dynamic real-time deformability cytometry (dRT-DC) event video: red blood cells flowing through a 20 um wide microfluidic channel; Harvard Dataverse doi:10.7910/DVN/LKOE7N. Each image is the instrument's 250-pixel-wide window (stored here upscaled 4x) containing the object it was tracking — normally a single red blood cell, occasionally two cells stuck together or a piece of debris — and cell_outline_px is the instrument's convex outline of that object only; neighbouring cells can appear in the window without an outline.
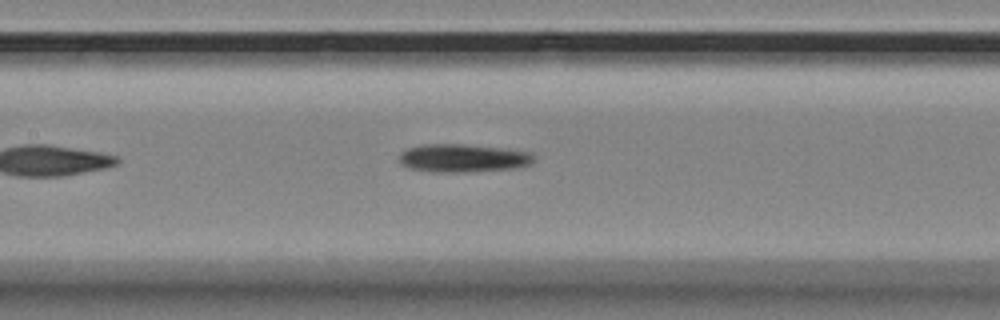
{"species": "Egyptian fruit bat (a non-hibernating species)", "species_latin": "Rousettus aegyptiacus", "temperature_condition": "room temperature", "stored_images_in_passage": 28, "camera_frame_rate_fps": 3000, "um_per_image_px": 0.085, "animal": {"sex": "female"}, "frame": {"image": 1, "passage_image": 13, "time_ms": 4.0, "image_size_px": [1000, 320], "cell_outline_px": [[536, 156], [532, 164], [516, 168], [464, 172], [436, 172], [408, 168], [400, 164], [400, 152], [408, 148], [424, 144], [464, 144], [500, 148], [532, 152]], "centroid_in_image_um": [39.37, 13.44], "position_along_channel_um": 168.0, "area_um2": 22.2}}
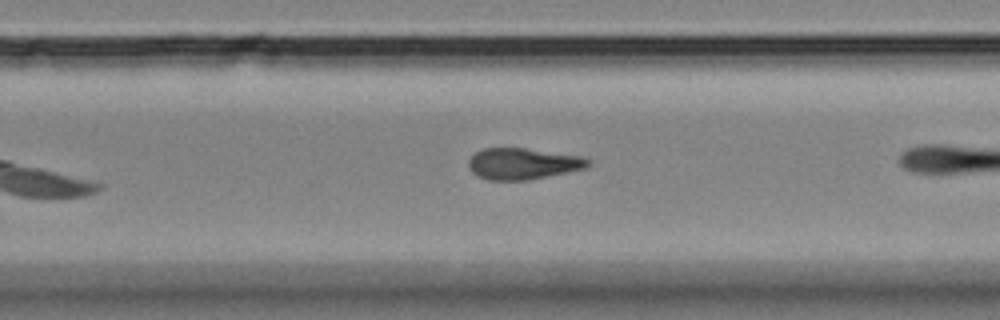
{"frame": {"image": 2, "passage_image": 20, "time_ms": 6.333, "image_size_px": [1000, 320], "cell_outline_px": [[592, 164], [588, 168], [528, 180], [488, 180], [476, 176], [468, 168], [468, 160], [476, 152], [484, 148], [524, 148], [584, 156]], "centroid_in_image_um": [44.46, 13.92], "position_along_channel_um": 285.3, "area_um2": 22.02}}